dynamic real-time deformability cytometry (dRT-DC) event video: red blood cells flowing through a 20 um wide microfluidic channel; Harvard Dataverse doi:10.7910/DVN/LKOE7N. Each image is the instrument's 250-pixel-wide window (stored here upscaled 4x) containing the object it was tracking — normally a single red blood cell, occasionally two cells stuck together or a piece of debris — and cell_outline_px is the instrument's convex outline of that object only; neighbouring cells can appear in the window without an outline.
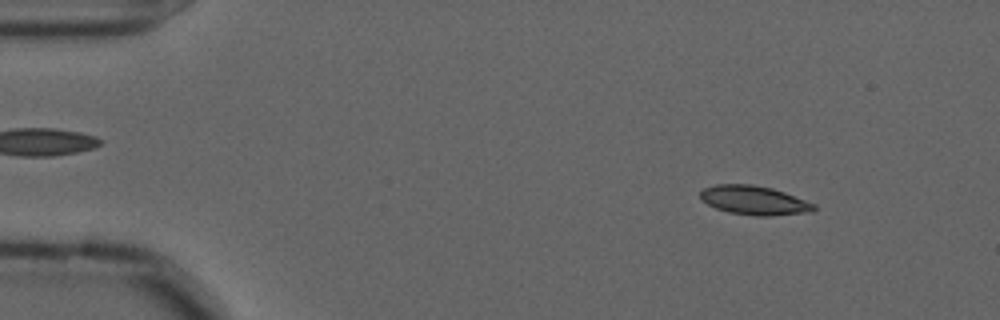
{"species": "common noctule bat (a hibernating species)", "species_latin": "Nyctalus noctula", "temperature_condition": "cold", "stored_images_in_passage": 55, "camera_frame_rate_fps": 3000, "um_per_image_px": 0.085, "animal": {"sex": "male", "forearm_length_mm": 52.5}, "frame": {"image": 1, "passage_image": 6, "time_ms": 1.667, "image_size_px": [1000, 320], "cell_outline_px": [[816, 208], [812, 212], [768, 216], [756, 216], [728, 212], [716, 208], [700, 200], [700, 192], [704, 188], [716, 184], [752, 184], [772, 188], [784, 192], [816, 204]], "centroid_in_image_um": [64.1, 17.03], "position_along_channel_um": 20.9, "area_um2": 19.31}}
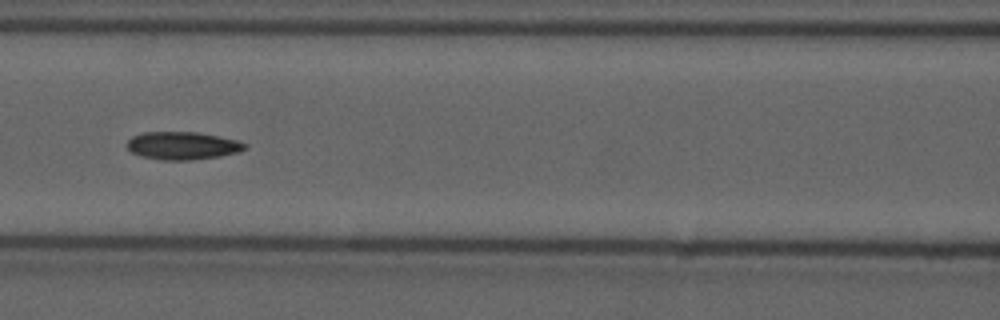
{"frame": {"image": 2, "passage_image": 24, "time_ms": 7.667, "image_size_px": [1000, 320], "cell_outline_px": [[248, 148], [240, 152], [220, 156], [192, 160], [160, 160], [140, 156], [132, 152], [124, 144], [132, 136], [144, 132], [196, 132], [236, 140], [248, 144]], "centroid_in_image_um": [15.51, 12.39], "position_along_channel_um": 151.1, "area_um2": 19.25}}
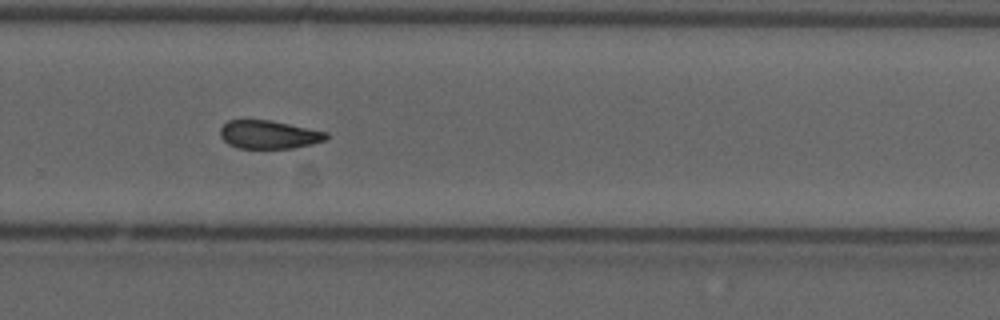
{"frame": {"image": 3, "passage_image": 37, "time_ms": 12.0, "image_size_px": [1000, 320], "cell_outline_px": [[328, 136], [324, 140], [312, 144], [292, 148], [240, 148], [228, 144], [220, 136], [220, 128], [228, 120], [268, 120], [328, 132]], "centroid_in_image_um": [22.83, 11.44], "position_along_channel_um": 307.0, "area_um2": 17.28}, "authors_computed_cell_mechanics": {"area_um2": 18.6116, "velocity_mm_per_s": 3.6128, "shape_relaxation_time_tau1_ms": 10.3756, "shape_relaxation_time_tau2_ms": 7.7362, "deformation_change_tau1": 0.2074, "deformation_change_tau2": 0.1493}}